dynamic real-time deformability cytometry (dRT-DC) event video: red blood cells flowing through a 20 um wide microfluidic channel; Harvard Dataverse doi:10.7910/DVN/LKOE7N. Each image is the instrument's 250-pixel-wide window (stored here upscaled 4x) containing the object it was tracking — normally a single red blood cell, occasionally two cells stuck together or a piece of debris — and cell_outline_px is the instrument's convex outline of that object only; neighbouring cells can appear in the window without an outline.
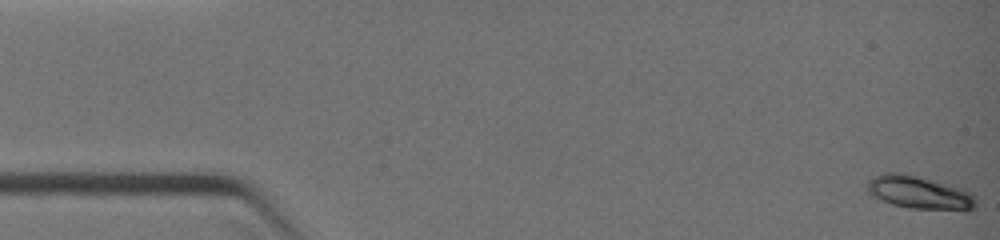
{"species": "common noctule bat (a hibernating species)", "species_latin": "Nyctalus noctula", "temperature_condition": "warm", "stored_images_in_passage": 8, "camera_frame_rate_fps": 3000, "um_per_image_px": 0.085, "animal": {"sex": "female", "body_mass_g": 19.0, "forearm_length_mm": 51.5}, "frame": {"image": 1, "passage_image": 1, "time_ms": 0.0, "image_size_px": [1000, 240], "cell_outline_px": [[976, 204], [968, 212], [908, 208], [892, 204], [872, 196], [868, 192], [868, 180], [872, 176], [884, 172], [900, 172], [936, 180], [952, 184], [964, 188], [972, 192], [976, 200]], "centroid_in_image_um": [78.2, 16.37], "position_along_channel_um": 6.8, "area_um2": 21.68}}
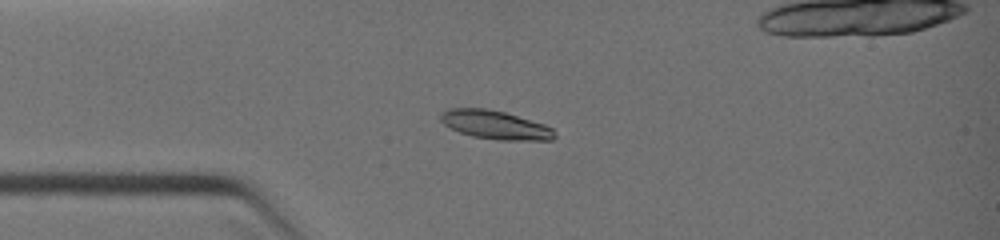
{"frame": {"image": 2, "passage_image": 6, "time_ms": 3.0, "image_size_px": [1000, 240], "cell_outline_px": [[556, 136], [552, 140], [496, 140], [472, 136], [460, 132], [444, 124], [440, 120], [440, 116], [448, 108], [488, 108], [504, 112], [544, 124], [552, 128], [556, 132]], "centroid_in_image_um": [42.12, 10.62], "position_along_channel_um": 42.9, "area_um2": 18.96}}
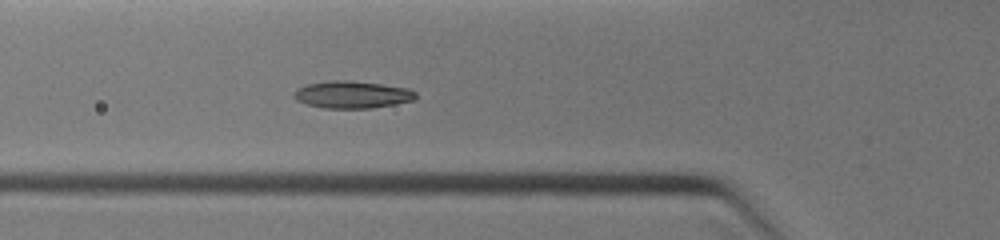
{"frame": {"image": 3, "passage_image": 8, "time_ms": 4.333, "image_size_px": [1000, 240], "cell_outline_px": [[416, 96], [412, 100], [372, 108], [324, 108], [308, 104], [296, 100], [292, 96], [292, 92], [296, 88], [308, 84], [328, 80], [348, 80], [380, 84], [408, 88], [416, 92]], "centroid_in_image_um": [29.87, 8.03], "position_along_channel_um": 95.9, "area_um2": 19.25}}